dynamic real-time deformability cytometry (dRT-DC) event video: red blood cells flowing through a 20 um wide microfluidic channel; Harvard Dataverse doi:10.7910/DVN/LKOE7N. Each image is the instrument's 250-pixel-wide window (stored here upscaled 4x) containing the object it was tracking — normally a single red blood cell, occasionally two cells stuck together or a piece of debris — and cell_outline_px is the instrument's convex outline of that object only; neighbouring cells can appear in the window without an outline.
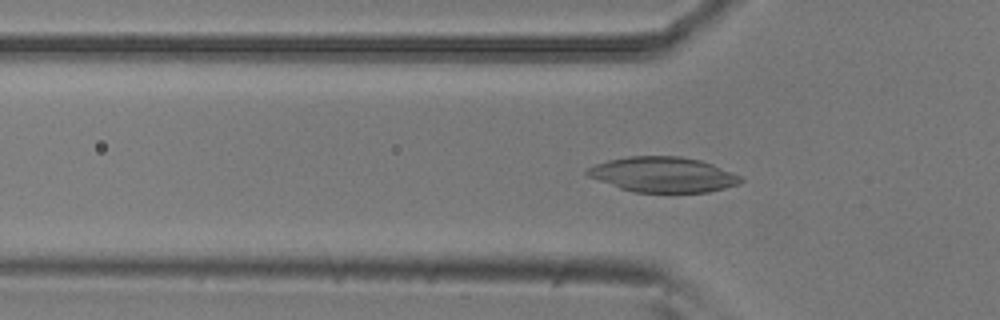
{"species": "common noctule bat (a hibernating species)", "species_latin": "Nyctalus noctula", "temperature_condition": "room temperature", "stored_images_in_passage": 41, "camera_frame_rate_fps": 3000, "um_per_image_px": 0.085, "animal": {"sex": "male", "body_mass_g": 20.5, "forearm_length_mm": 52.5}, "frame": {"image": 1, "passage_image": 11, "time_ms": 3.333, "image_size_px": [1000, 320], "cell_outline_px": [[744, 180], [740, 184], [708, 192], [636, 192], [620, 188], [588, 176], [584, 172], [588, 168], [596, 164], [608, 160], [628, 156], [680, 156], [700, 160], [712, 164], [740, 176]], "centroid_in_image_um": [56.36, 14.83], "position_along_channel_um": 69.4, "area_um2": 31.27}}
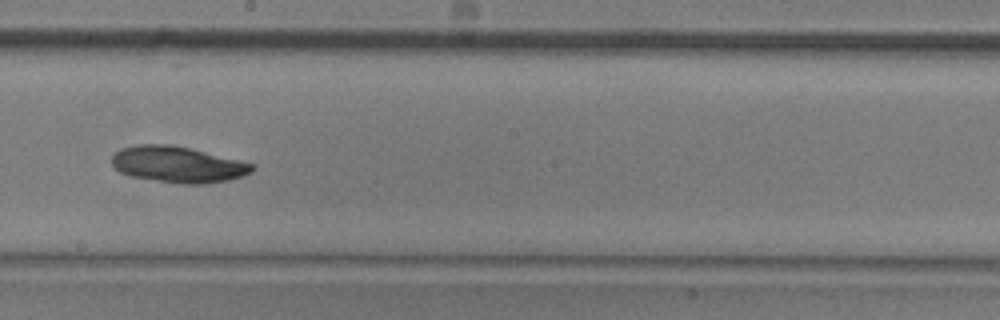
{"frame": {"image": 2, "passage_image": 24, "time_ms": 7.667, "image_size_px": [1000, 320], "cell_outline_px": [[256, 168], [252, 172], [244, 176], [228, 180], [204, 184], [180, 184], [128, 176], [120, 172], [112, 164], [112, 156], [120, 148], [136, 144], [172, 144], [256, 164]], "centroid_in_image_um": [15.13, 13.98], "position_along_channel_um": 233.1, "area_um2": 29.82}}
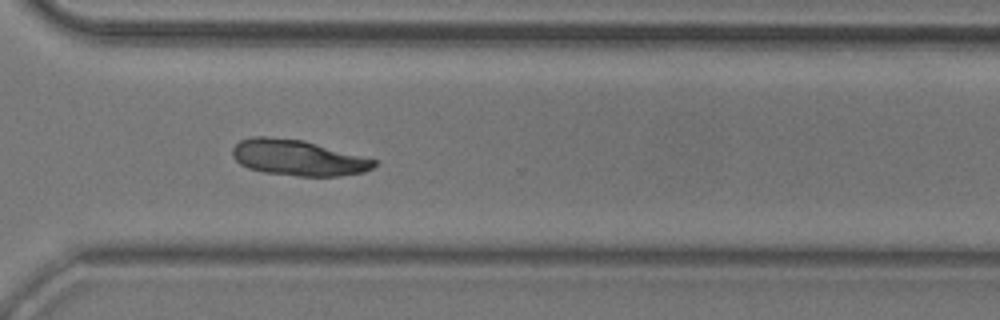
{"frame": {"image": 3, "passage_image": 33, "time_ms": 10.667, "image_size_px": [1000, 320], "cell_outline_px": [[376, 164], [372, 168], [364, 172], [340, 176], [300, 176], [264, 172], [248, 168], [240, 164], [232, 156], [232, 148], [240, 140], [252, 136], [268, 136], [304, 140], [376, 160]], "centroid_in_image_um": [25.29, 13.4], "position_along_channel_um": 345.3, "area_um2": 29.48}}